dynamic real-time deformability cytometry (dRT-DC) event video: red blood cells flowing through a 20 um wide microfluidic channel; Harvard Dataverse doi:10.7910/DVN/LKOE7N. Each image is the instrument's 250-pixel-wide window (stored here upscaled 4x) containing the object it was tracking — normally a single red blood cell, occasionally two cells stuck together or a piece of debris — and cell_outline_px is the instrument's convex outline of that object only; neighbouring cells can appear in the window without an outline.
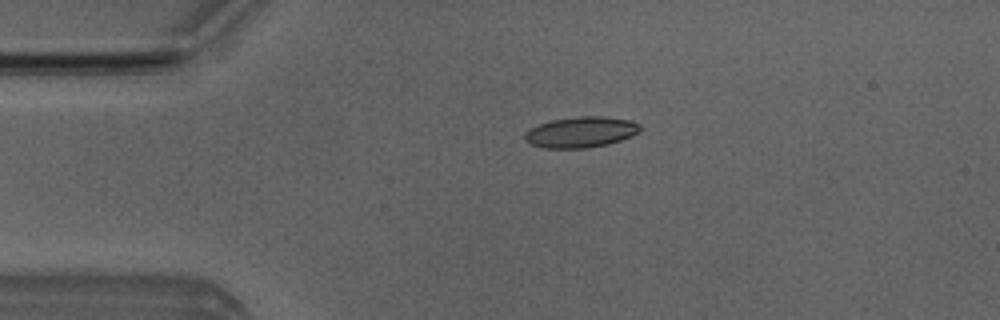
{"species": "Egyptian fruit bat (a non-hibernating species)", "species_latin": "Rousettus aegyptiacus", "temperature_condition": "room temperature", "stored_images_in_passage": 2, "camera_frame_rate_fps": 3000, "um_per_image_px": 0.085, "animal": {"sex": "male"}, "frame": {"image": 1, "passage_image": 1, "time_ms": 0.0, "image_size_px": [1000, 320], "cell_outline_px": [[640, 132], [632, 136], [608, 144], [584, 148], [544, 148], [528, 144], [524, 140], [524, 136], [532, 128], [540, 124], [552, 120], [576, 116], [604, 116], [632, 120], [640, 124]], "centroid_in_image_um": [49.4, 11.23], "position_along_channel_um": 35.6, "area_um2": 20.75}}